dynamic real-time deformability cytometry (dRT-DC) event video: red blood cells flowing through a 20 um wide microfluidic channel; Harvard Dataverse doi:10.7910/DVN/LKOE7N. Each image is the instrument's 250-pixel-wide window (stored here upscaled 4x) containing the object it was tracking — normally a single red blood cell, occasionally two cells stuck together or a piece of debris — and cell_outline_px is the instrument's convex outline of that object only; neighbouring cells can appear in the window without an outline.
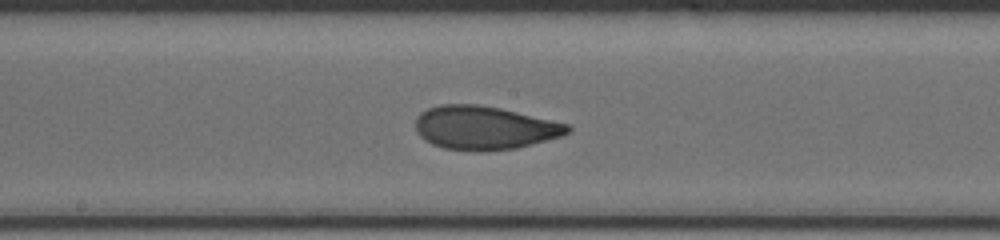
{"species": "human", "species_latin": "Homo sapiens", "temperature_condition": "cold", "stored_images_in_passage": 31, "camera_frame_rate_fps": 3000, "um_per_image_px": 0.085, "donor": {"sex": "male"}, "frame": {"image": 1, "passage_image": 22, "time_ms": 7.0, "image_size_px": [1000, 240], "cell_outline_px": [[572, 132], [560, 136], [532, 144], [516, 148], [444, 148], [432, 144], [424, 140], [416, 132], [416, 116], [420, 112], [428, 108], [440, 104], [476, 104], [500, 108], [568, 124], [572, 128]], "centroid_in_image_um": [41.16, 10.81], "position_along_channel_um": 207.0, "area_um2": 37.63}}